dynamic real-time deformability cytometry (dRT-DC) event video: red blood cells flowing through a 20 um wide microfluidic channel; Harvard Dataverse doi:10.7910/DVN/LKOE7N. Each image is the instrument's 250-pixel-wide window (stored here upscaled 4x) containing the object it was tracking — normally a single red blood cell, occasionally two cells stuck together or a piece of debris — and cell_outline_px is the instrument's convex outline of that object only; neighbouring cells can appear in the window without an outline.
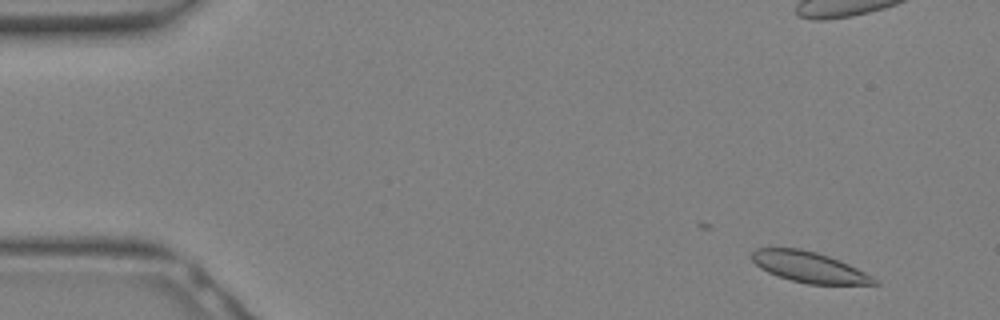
{"species": "Egyptian fruit bat (a non-hibernating species)", "species_latin": "Rousettus aegyptiacus", "temperature_condition": "warm", "stored_images_in_passage": 13, "camera_frame_rate_fps": 3000, "um_per_image_px": 0.085, "animal": {"sex": "female"}, "frame": {"image": 1, "passage_image": 1, "time_ms": 0.0, "image_size_px": [1000, 320], "cell_outline_px": [[880, 284], [808, 284], [792, 280], [768, 272], [760, 268], [752, 260], [752, 252], [756, 248], [800, 248], [816, 252], [840, 260], [880, 280]], "centroid_in_image_um": [68.79, 22.7], "position_along_channel_um": 16.2, "area_um2": 21.68}}